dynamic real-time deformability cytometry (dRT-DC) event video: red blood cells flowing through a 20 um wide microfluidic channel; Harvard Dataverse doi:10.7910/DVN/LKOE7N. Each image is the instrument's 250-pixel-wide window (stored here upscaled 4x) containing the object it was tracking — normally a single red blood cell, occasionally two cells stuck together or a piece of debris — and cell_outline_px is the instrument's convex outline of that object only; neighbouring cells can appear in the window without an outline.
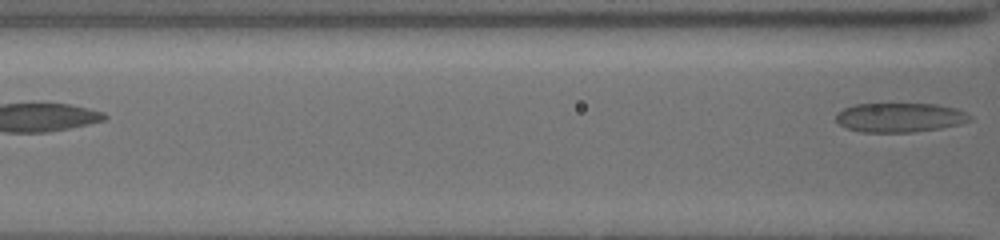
{"species": "common noctule bat (a hibernating species)", "species_latin": "Nyctalus noctula", "temperature_condition": "cold", "stored_images_in_passage": 3, "camera_frame_rate_fps": 3000, "um_per_image_px": 0.085, "animal": {"sex": "female", "body_mass_g": 19.5, "forearm_length_mm": 54.1}, "frame": {"image": 1, "passage_image": 3, "time_ms": 2.333, "image_size_px": [1000, 240], "cell_outline_px": [[972, 120], [940, 128], [912, 132], [864, 132], [848, 128], [840, 124], [836, 120], [836, 112], [844, 108], [856, 104], [936, 104], [952, 108], [964, 112], [972, 116]], "centroid_in_image_um": [76.45, 9.98], "position_along_channel_um": 90.2, "area_um2": 22.54}}